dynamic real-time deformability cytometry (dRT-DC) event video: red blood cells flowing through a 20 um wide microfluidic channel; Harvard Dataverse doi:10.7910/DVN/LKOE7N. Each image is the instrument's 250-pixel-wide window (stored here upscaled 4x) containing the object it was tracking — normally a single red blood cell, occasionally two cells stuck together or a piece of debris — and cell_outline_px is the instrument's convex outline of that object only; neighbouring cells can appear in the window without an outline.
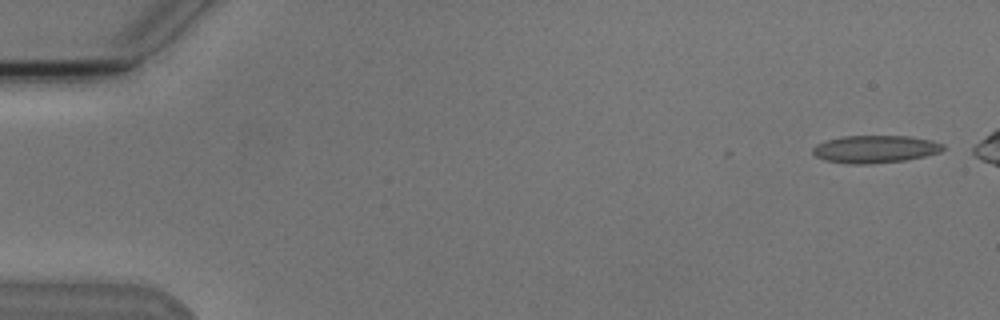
{"species": "Egyptian fruit bat (a non-hibernating species)", "species_latin": "Rousettus aegyptiacus", "temperature_condition": "cold", "stored_images_in_passage": 6, "camera_frame_rate_fps": 3000, "um_per_image_px": 0.085, "animal": {"sex": "male"}, "frame": {"image": 1, "passage_image": 1, "time_ms": 0.0, "image_size_px": [1000, 320], "cell_outline_px": [[944, 148], [940, 152], [924, 156], [904, 160], [872, 164], [848, 164], [824, 160], [816, 156], [812, 152], [812, 148], [816, 144], [828, 140], [844, 136], [908, 136], [932, 140], [944, 144]], "centroid_in_image_um": [74.38, 12.68], "position_along_channel_um": 10.6, "area_um2": 20.92}}